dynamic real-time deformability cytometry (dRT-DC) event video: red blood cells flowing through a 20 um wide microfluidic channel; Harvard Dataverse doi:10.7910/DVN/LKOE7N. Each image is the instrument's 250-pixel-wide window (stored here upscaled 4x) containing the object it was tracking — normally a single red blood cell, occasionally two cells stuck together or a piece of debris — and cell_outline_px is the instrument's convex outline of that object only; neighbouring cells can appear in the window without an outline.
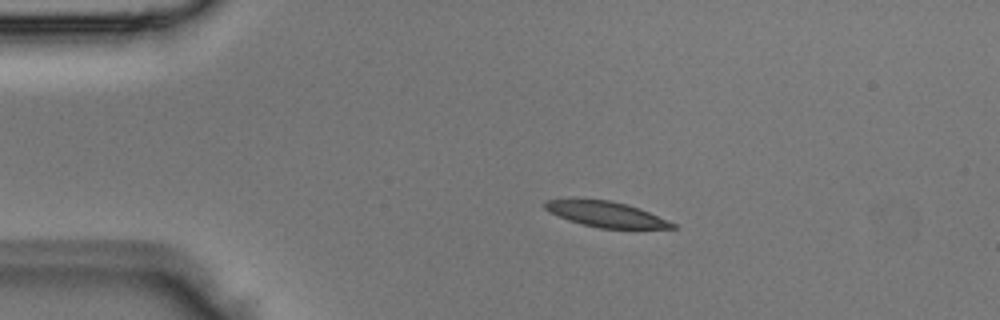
{"species": "Egyptian fruit bat (a non-hibernating species)", "species_latin": "Rousettus aegyptiacus", "temperature_condition": "room temperature", "stored_images_in_passage": 2, "camera_frame_rate_fps": 3000, "um_per_image_px": 0.085, "animal": {"sex": "male"}, "frame": {"image": 1, "passage_image": 1, "time_ms": 0.0, "image_size_px": [1000, 320], "cell_outline_px": [[676, 228], [600, 228], [568, 220], [544, 208], [544, 200], [568, 196], [572, 196], [608, 200], [628, 204], [640, 208], [668, 220], [676, 224]], "centroid_in_image_um": [51.43, 18.15], "position_along_channel_um": 33.6, "area_um2": 19.42}}